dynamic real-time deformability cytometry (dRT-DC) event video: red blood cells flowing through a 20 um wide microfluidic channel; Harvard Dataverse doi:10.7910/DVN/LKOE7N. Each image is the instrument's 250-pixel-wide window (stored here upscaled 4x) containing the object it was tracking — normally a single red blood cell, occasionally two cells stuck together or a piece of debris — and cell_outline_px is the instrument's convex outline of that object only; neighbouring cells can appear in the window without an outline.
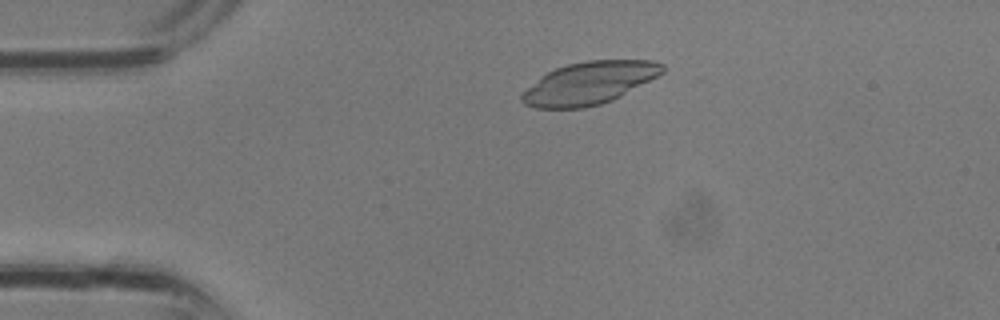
{"species": "common noctule bat (a hibernating species)", "species_latin": "Nyctalus noctula", "temperature_condition": "room temperature", "stored_images_in_passage": 3, "camera_frame_rate_fps": 3000, "um_per_image_px": 0.085, "animal": {"sex": "male", "body_mass_g": 13.3}, "frame": {"image": 1, "passage_image": 2, "time_ms": 0.333, "image_size_px": [1000, 320], "cell_outline_px": [[664, 72], [620, 96], [612, 100], [600, 104], [584, 108], [536, 108], [524, 104], [520, 100], [520, 96], [540, 76], [556, 68], [568, 64], [588, 60], [652, 60], [664, 64]], "centroid_in_image_um": [50.08, 7.06], "position_along_channel_um": 34.9, "area_um2": 34.51}}